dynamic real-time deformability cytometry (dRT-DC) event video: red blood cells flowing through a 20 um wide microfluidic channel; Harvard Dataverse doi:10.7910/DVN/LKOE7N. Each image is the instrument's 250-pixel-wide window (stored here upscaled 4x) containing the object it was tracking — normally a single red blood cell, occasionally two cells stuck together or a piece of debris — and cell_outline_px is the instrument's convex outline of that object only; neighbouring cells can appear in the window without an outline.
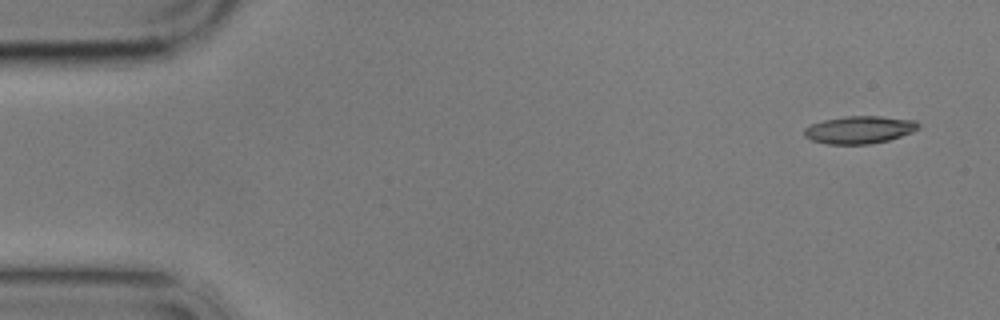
{"species": "common noctule bat (a hibernating species)", "species_latin": "Nyctalus noctula", "temperature_condition": "cold", "stored_images_in_passage": 4, "camera_frame_rate_fps": 3000, "um_per_image_px": 0.085, "animal": {"sex": "male", "body_mass_g": 17.9}, "frame": {"image": 1, "passage_image": 1, "time_ms": 0.0, "image_size_px": [1000, 320], "cell_outline_px": [[920, 128], [912, 132], [888, 140], [868, 144], [828, 144], [812, 140], [804, 136], [804, 128], [812, 124], [824, 120], [844, 116], [880, 116], [916, 120], [920, 124]], "centroid_in_image_um": [73.07, 11.02], "position_along_channel_um": 11.9, "area_um2": 18.32}}